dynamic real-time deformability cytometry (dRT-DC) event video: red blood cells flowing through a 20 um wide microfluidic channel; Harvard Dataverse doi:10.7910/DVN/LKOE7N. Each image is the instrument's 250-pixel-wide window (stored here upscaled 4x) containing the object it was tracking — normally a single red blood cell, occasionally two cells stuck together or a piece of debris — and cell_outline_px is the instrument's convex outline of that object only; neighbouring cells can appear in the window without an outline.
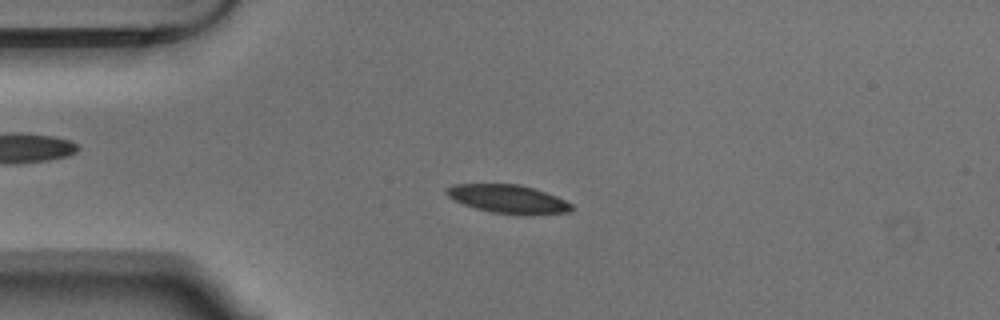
{"species": "Egyptian fruit bat (a non-hibernating species)", "species_latin": "Rousettus aegyptiacus", "temperature_condition": "warm", "stored_images_in_passage": 55, "camera_frame_rate_fps": 3000, "um_per_image_px": 0.085, "animal": {"sex": "male"}, "frame": {"image": 1, "passage_image": 13, "time_ms": 4.0, "image_size_px": [1000, 320], "cell_outline_px": [[572, 208], [568, 212], [528, 216], [520, 216], [492, 212], [476, 208], [464, 204], [448, 196], [444, 192], [444, 188], [452, 184], [520, 184], [556, 196], [572, 204]], "centroid_in_image_um": [43.17, 16.93], "position_along_channel_um": 41.8, "area_um2": 20.87}}
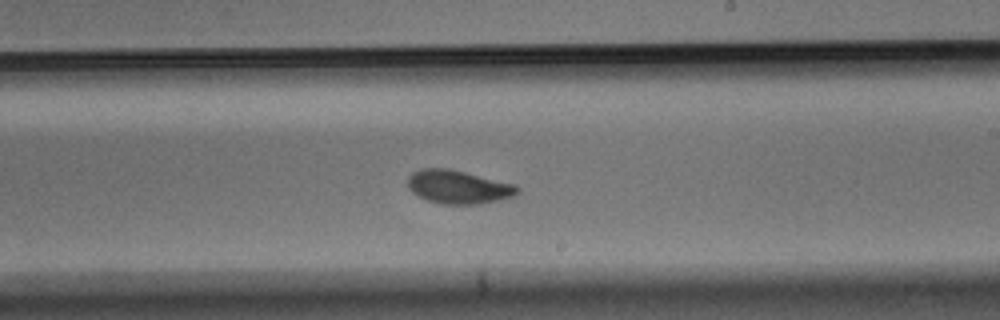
{"frame": {"image": 2, "passage_image": 32, "time_ms": 10.333, "image_size_px": [1000, 320], "cell_outline_px": [[520, 192], [516, 196], [500, 200], [480, 204], [440, 204], [428, 200], [412, 192], [408, 188], [408, 176], [412, 172], [420, 168], [448, 168], [516, 184], [520, 188]], "centroid_in_image_um": [38.99, 15.89], "position_along_channel_um": 250.0, "area_um2": 21.62}}
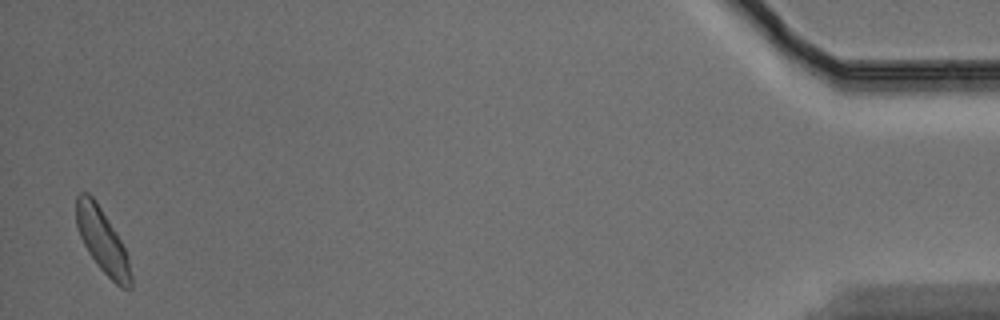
{"frame": {"image": 3, "passage_image": 54, "time_ms": 17.667, "image_size_px": [1000, 320], "cell_outline_px": [[132, 288], [120, 288], [96, 264], [88, 252], [80, 236], [76, 224], [76, 196], [80, 192], [88, 192], [96, 200], [116, 232], [128, 256], [132, 276]], "centroid_in_image_um": [8.7, 20.46], "position_along_channel_um": 426.5, "area_um2": 20.4}, "authors_computed_cell_mechanics": {"area_um2": 20.808, "velocity_mm_per_s": 3.6365, "shape_relaxation_time_tau1_ms": 3.3022, "shape_relaxation_time_tau2_ms": 3.3177, "deformation_change_tau1": 0.1157, "deformation_change_tau2": 0.0837}}